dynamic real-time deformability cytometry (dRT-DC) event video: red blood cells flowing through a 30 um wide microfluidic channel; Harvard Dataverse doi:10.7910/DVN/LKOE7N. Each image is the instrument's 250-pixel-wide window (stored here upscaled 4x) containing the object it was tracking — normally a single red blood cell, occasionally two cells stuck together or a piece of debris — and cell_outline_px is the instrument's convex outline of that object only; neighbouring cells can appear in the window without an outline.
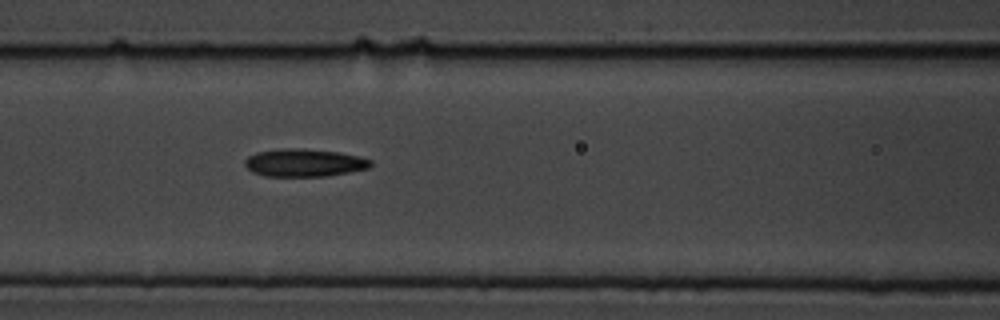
{"species": "common noctule bat (a hibernating species)", "species_latin": "Nyctalus noctula", "temperature_condition": "cold", "stored_images_in_passage": 6, "segment_of_instrument_passage": [1, 2], "camera_frame_rate_fps": 3000, "um_per_image_px": 0.085, "animal": {"sex": "male", "body_mass_g": 19.5, "forearm_length_mm": 54.6}, "frame": {"image": 1, "passage_image": 5, "time_ms": 1.333, "image_size_px": [1000, 320], "cell_outline_px": [[372, 164], [368, 168], [328, 176], [264, 176], [252, 172], [244, 164], [244, 160], [248, 156], [256, 152], [280, 148], [300, 148], [336, 152], [360, 156], [372, 160]], "centroid_in_image_um": [25.83, 13.83], "position_along_channel_um": 140.8, "area_um2": 20.4}}